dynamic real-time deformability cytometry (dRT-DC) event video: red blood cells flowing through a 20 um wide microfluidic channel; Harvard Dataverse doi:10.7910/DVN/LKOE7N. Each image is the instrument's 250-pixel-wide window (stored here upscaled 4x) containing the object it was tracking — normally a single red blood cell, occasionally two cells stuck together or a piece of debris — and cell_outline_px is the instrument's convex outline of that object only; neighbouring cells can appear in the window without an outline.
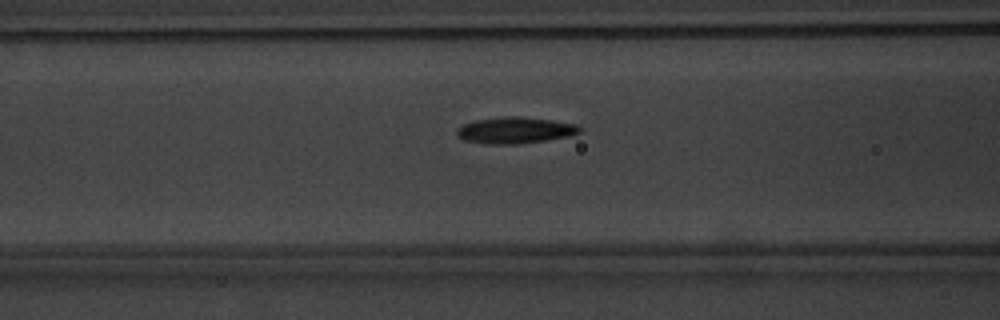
{"species": "common noctule bat (a hibernating species)", "species_latin": "Nyctalus noctula", "temperature_condition": "warm", "stored_images_in_passage": 55, "camera_frame_rate_fps": 3000, "um_per_image_px": 0.085, "animal": {"sex": "male", "body_mass_g": 20.1, "forearm_length_mm": 53.5}, "frame": {"image": 1, "passage_image": 24, "time_ms": 7.667, "image_size_px": [1000, 320], "cell_outline_px": [[580, 132], [568, 136], [544, 140], [516, 144], [488, 144], [464, 140], [456, 132], [456, 128], [464, 124], [476, 120], [504, 116], [516, 116], [552, 120], [576, 124], [580, 128]], "centroid_in_image_um": [43.76, 11.07], "position_along_channel_um": 122.8, "area_um2": 18.61}}
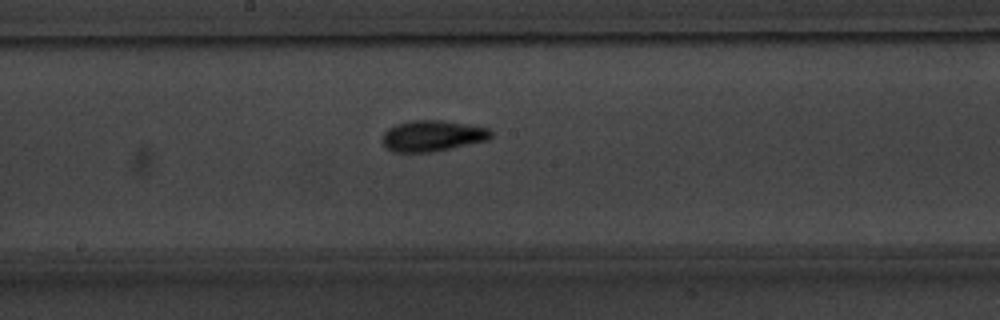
{"frame": {"image": 2, "passage_image": 31, "time_ms": 10.0, "image_size_px": [1000, 320], "cell_outline_px": [[492, 136], [488, 140], [432, 152], [392, 152], [384, 148], [384, 132], [388, 128], [396, 124], [408, 120], [444, 120], [492, 128]], "centroid_in_image_um": [36.77, 11.54], "position_along_channel_um": 211.4, "area_um2": 19.83}}
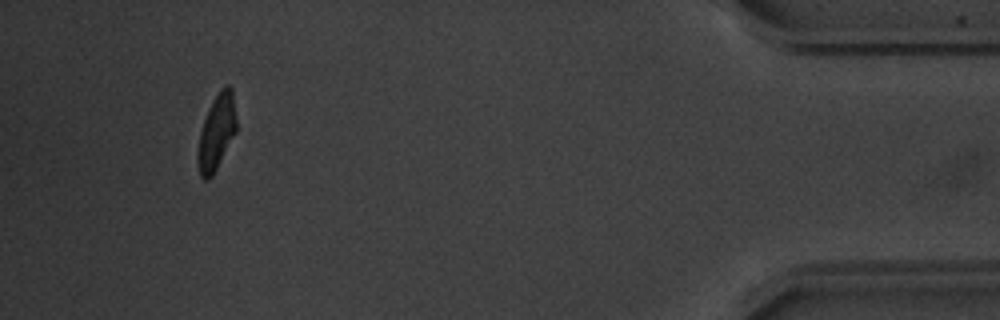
{"frame": {"image": 3, "passage_image": 52, "time_ms": 17.0, "image_size_px": [1000, 320], "cell_outline_px": [[236, 132], [212, 176], [208, 180], [204, 180], [200, 176], [196, 164], [196, 156], [200, 132], [208, 108], [212, 100], [220, 88], [224, 84], [228, 84], [232, 88], [236, 120]], "centroid_in_image_um": [18.38, 11.23], "position_along_channel_um": 416.8, "area_um2": 17.17}, "authors_computed_cell_mechanics": {"area_um2": 17.5712, "velocity_mm_per_s": 3.7943, "shape_relaxation_time_tau1_ms": 4.0833, "shape_relaxation_time_tau2_ms": 3.2964, "deformation_change_tau1": 0.1715, "deformation_change_tau2": 0.1052}}